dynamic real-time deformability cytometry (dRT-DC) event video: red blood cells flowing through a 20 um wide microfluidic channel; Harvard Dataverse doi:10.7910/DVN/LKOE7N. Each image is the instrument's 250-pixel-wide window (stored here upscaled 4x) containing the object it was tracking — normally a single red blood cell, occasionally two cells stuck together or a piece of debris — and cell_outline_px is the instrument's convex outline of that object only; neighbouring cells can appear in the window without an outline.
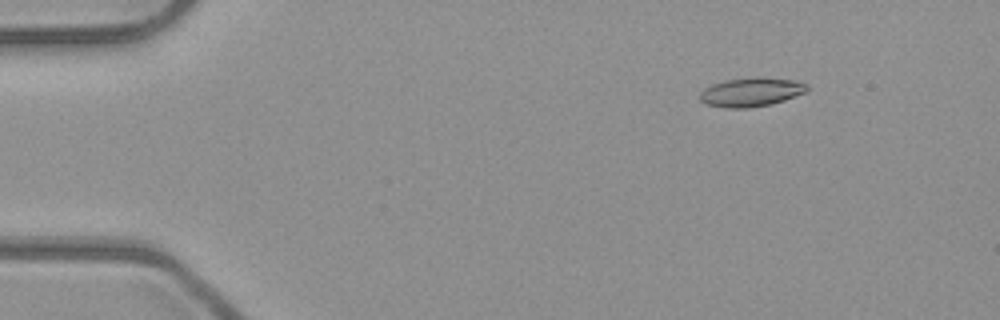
{"species": "common noctule bat (a hibernating species)", "species_latin": "Nyctalus noctula", "temperature_condition": "room temperature", "stored_images_in_passage": 46, "camera_frame_rate_fps": 3000, "um_per_image_px": 0.085, "animal": {"sex": "male", "body_mass_g": 23.1, "forearm_length_mm": 52.7}, "frame": {"image": 1, "passage_image": 1, "time_ms": 0.0, "image_size_px": [1000, 320], "cell_outline_px": [[808, 88], [804, 92], [784, 100], [772, 104], [748, 108], [728, 108], [704, 104], [700, 100], [700, 92], [704, 88], [712, 84], [724, 80], [756, 76], [760, 76], [792, 80], [808, 84]], "centroid_in_image_um": [63.81, 7.82], "position_along_channel_um": 21.2, "area_um2": 18.21}}
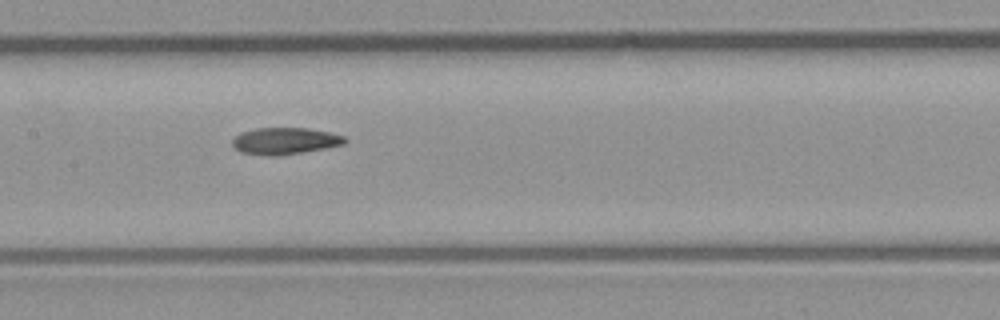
{"frame": {"image": 2, "passage_image": 20, "time_ms": 6.333, "image_size_px": [1000, 320], "cell_outline_px": [[348, 140], [344, 144], [324, 148], [276, 156], [268, 156], [240, 152], [232, 144], [232, 140], [240, 132], [256, 128], [308, 128], [328, 132], [344, 136]], "centroid_in_image_um": [24.2, 11.97], "position_along_channel_um": 183.2, "area_um2": 17.4}}
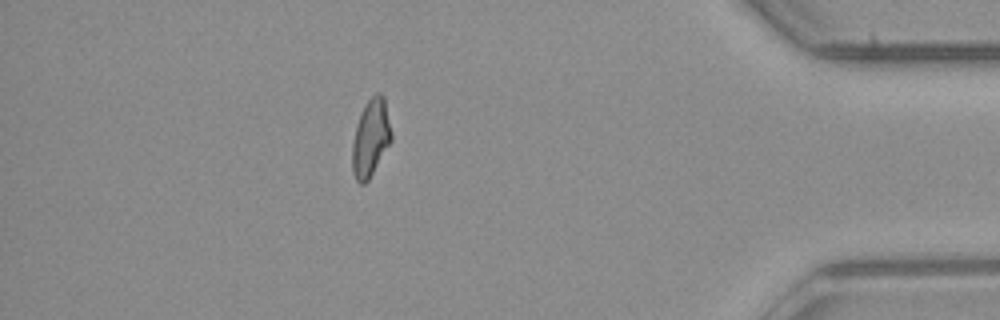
{"frame": {"image": 3, "passage_image": 40, "time_ms": 13.0, "image_size_px": [1000, 320], "cell_outline_px": [[392, 140], [368, 180], [364, 184], [360, 184], [356, 180], [352, 172], [352, 144], [356, 124], [360, 112], [364, 104], [376, 92], [380, 92], [384, 96], [392, 132]], "centroid_in_image_um": [31.5, 11.7], "position_along_channel_um": 403.7, "area_um2": 17.8}, "authors_computed_cell_mechanics": {"area_um2": 17.6868, "velocity_mm_per_s": 3.9943, "shape_relaxation_time_tau1_ms": null, "shape_relaxation_time_tau2_ms": 4.3081, "deformation_change_tau1": null, "deformation_change_tau2": 0.1115}}